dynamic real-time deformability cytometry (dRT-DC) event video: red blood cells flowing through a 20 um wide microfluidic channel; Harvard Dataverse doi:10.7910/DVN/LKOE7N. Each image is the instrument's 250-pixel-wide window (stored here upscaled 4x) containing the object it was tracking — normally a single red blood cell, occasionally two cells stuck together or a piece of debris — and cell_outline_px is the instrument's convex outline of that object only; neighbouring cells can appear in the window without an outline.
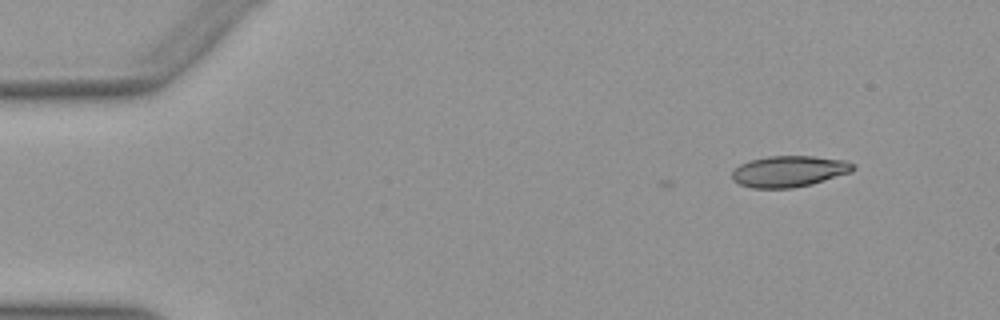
{"species": "Egyptian fruit bat (a non-hibernating species)", "species_latin": "Rousettus aegyptiacus", "temperature_condition": "warm", "stored_images_in_passage": 3, "camera_frame_rate_fps": 3000, "um_per_image_px": 0.085, "animal": {"sex": "female"}, "frame": {"image": 1, "passage_image": 1, "time_ms": 0.0, "image_size_px": [1000, 320], "cell_outline_px": [[856, 168], [852, 172], [812, 184], [792, 188], [752, 188], [740, 184], [732, 180], [732, 172], [740, 164], [748, 160], [768, 156], [812, 156], [848, 160], [856, 164]], "centroid_in_image_um": [67.11, 14.55], "position_along_channel_um": 17.9, "area_um2": 22.25}}